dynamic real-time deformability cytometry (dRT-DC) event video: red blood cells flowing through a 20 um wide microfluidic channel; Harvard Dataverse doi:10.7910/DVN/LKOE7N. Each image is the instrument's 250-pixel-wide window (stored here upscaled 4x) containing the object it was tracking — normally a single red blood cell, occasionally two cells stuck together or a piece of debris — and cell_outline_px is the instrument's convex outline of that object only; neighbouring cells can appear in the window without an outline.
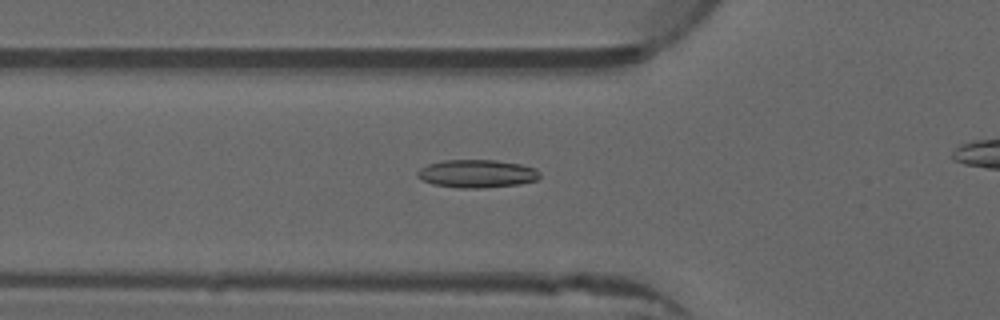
{"species": "common noctule bat (a hibernating species)", "species_latin": "Nyctalus noctula", "temperature_condition": "warm", "stored_images_in_passage": 23, "camera_frame_rate_fps": 3000, "um_per_image_px": 0.085, "animal": {"sex": "male", "forearm_length_mm": 52.5}, "frame": {"image": 1, "passage_image": 12, "time_ms": 3.667, "image_size_px": [1000, 320], "cell_outline_px": [[540, 176], [536, 180], [520, 184], [480, 188], [460, 188], [432, 184], [416, 176], [416, 172], [420, 168], [428, 164], [444, 160], [496, 160], [520, 164], [536, 168], [540, 172]], "centroid_in_image_um": [40.54, 14.76], "position_along_channel_um": 85.3, "area_um2": 20.0}}
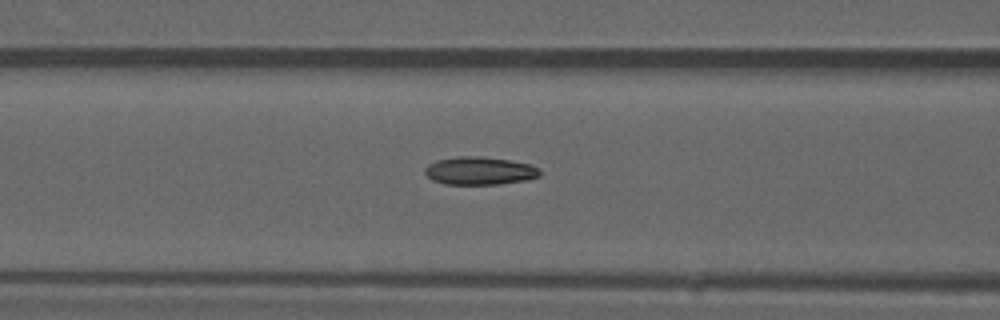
{"frame": {"image": 2, "passage_image": 15, "time_ms": 4.667, "image_size_px": [1000, 320], "cell_outline_px": [[540, 176], [524, 180], [500, 184], [444, 184], [432, 180], [424, 172], [424, 168], [428, 164], [436, 160], [460, 156], [480, 156], [508, 160], [532, 164], [540, 168]], "centroid_in_image_um": [40.76, 14.51], "position_along_channel_um": 125.8, "area_um2": 18.79}}
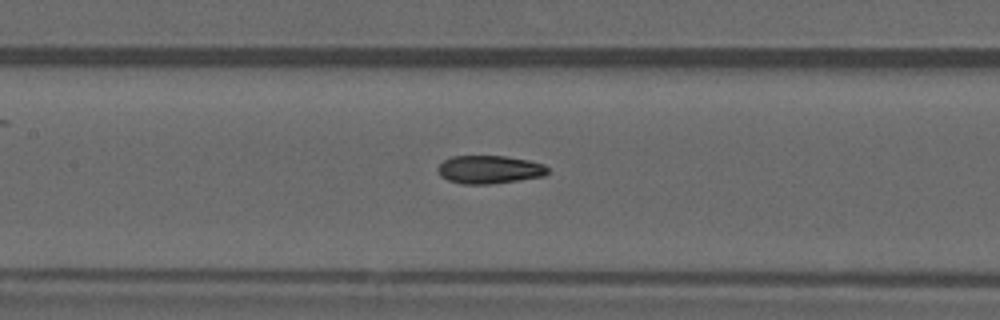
{"frame": {"image": 3, "passage_image": 18, "time_ms": 5.667, "image_size_px": [1000, 320], "cell_outline_px": [[548, 172], [544, 176], [492, 184], [464, 184], [448, 180], [440, 176], [436, 168], [444, 160], [452, 156], [504, 156], [528, 160], [544, 164], [548, 168]], "centroid_in_image_um": [41.58, 14.41], "position_along_channel_um": 165.8, "area_um2": 18.03}}